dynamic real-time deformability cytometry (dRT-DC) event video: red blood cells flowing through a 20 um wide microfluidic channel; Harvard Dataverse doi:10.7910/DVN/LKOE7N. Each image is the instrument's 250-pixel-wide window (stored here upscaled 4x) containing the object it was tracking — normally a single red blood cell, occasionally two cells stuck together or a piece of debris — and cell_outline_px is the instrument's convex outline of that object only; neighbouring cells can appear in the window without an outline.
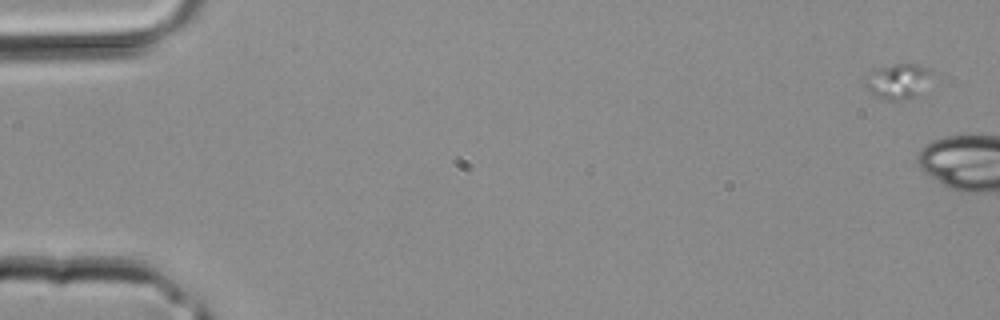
{"species": "common noctule bat (a hibernating species)", "species_latin": "Nyctalus noctula", "temperature_condition": "room temperature", "stored_images_in_passage": 4, "camera_frame_rate_fps": 3000, "um_per_image_px": 0.085, "animal": {"sex": "male", "body_mass_g": 20.4}, "frame": {"image": 1, "passage_image": 1, "time_ms": 0.0, "image_size_px": [1000, 320], "cell_outline_px": [[932, 72], [912, 96], [908, 100], [884, 100], [872, 96], [868, 92], [864, 84], [864, 80], [868, 72], [872, 68], [896, 64], [920, 64], [928, 68]], "centroid_in_image_um": [76.15, 6.89], "position_along_channel_um": 8.9, "area_um2": 13.47}}